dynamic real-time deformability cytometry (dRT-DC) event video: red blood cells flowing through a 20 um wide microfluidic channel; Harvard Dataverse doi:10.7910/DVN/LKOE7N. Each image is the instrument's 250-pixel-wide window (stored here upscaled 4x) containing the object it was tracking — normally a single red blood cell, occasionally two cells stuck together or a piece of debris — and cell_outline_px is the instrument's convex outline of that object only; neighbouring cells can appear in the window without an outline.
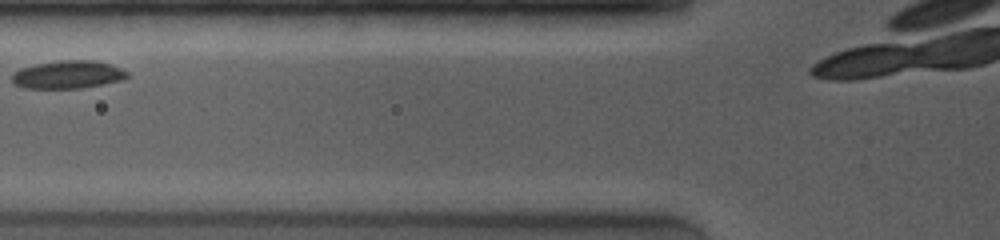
{"species": "common noctule bat (a hibernating species)", "species_latin": "Nyctalus noctula", "temperature_condition": "room temperature", "stored_images_in_passage": 8, "camera_frame_rate_fps": 4000, "um_per_image_px": 0.085, "animal": {"sex": "female", "body_mass_g": 19.0, "forearm_length_mm": 53.3}, "frame": {"image": 1, "passage_image": 3, "time_ms": 1.75, "image_size_px": [1000, 240], "cell_outline_px": [[128, 76], [124, 80], [80, 88], [24, 88], [12, 84], [12, 76], [20, 68], [36, 64], [60, 60], [96, 60], [120, 68], [128, 72]], "centroid_in_image_um": [5.76, 6.34], "position_along_channel_um": 120.0, "area_um2": 18.73}}
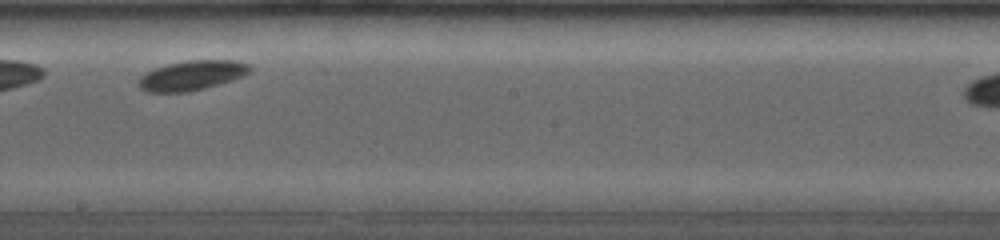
{"frame": {"image": 2, "passage_image": 6, "time_ms": 4.75, "image_size_px": [1000, 240], "cell_outline_px": [[252, 72], [244, 76], [232, 80], [204, 88], [188, 92], [148, 92], [140, 88], [136, 84], [136, 80], [140, 76], [156, 68], [168, 64], [188, 60], [236, 60], [248, 64], [252, 68]], "centroid_in_image_um": [16.32, 6.41], "position_along_channel_um": 231.9, "area_um2": 19.36}}